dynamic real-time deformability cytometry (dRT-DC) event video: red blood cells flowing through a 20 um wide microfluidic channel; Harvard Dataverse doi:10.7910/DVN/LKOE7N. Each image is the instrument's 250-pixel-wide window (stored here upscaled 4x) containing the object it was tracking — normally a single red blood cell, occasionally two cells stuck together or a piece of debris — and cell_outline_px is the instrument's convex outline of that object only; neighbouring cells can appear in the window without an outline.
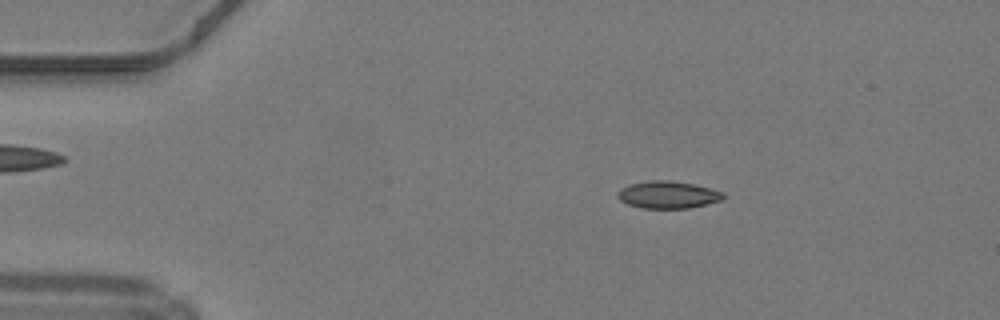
{"species": "common noctule bat (a hibernating species)", "species_latin": "Nyctalus noctula", "temperature_condition": "warm", "stored_images_in_passage": 48, "camera_frame_rate_fps": 3000, "um_per_image_px": 0.085, "animal": {"sex": "male", "body_mass_g": 19.2, "forearm_length_mm": 51.8}, "frame": {"image": 1, "passage_image": 8, "time_ms": 2.333, "image_size_px": [1000, 320], "cell_outline_px": [[724, 200], [688, 208], [640, 208], [628, 204], [620, 200], [616, 196], [616, 192], [620, 188], [628, 184], [648, 180], [668, 180], [692, 184], [724, 192]], "centroid_in_image_um": [56.73, 16.55], "position_along_channel_um": 28.3, "area_um2": 16.88}}
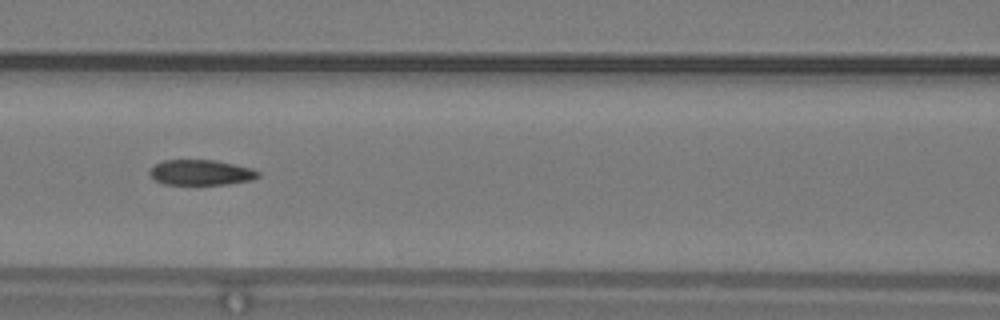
{"frame": {"image": 2, "passage_image": 21, "time_ms": 6.667, "image_size_px": [1000, 320], "cell_outline_px": [[260, 176], [252, 180], [228, 184], [196, 188], [164, 184], [156, 180], [148, 172], [156, 164], [164, 160], [216, 160], [252, 168], [260, 172]], "centroid_in_image_um": [17.1, 14.72], "position_along_channel_um": 149.5, "area_um2": 16.88}}
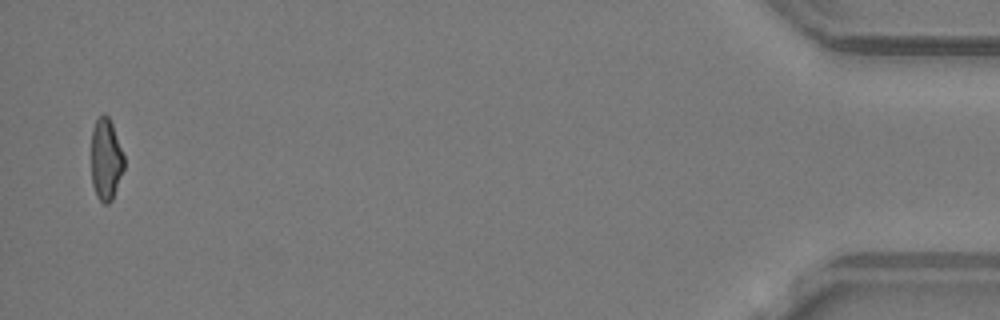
{"frame": {"image": 3, "passage_image": 47, "time_ms": 15.333, "image_size_px": [1000, 320], "cell_outline_px": [[124, 168], [112, 200], [108, 204], [104, 204], [96, 196], [92, 184], [92, 128], [96, 120], [104, 112], [108, 116], [112, 124], [124, 156]], "centroid_in_image_um": [9.0, 13.56], "position_along_channel_um": 426.2, "area_um2": 15.55}, "authors_computed_cell_mechanics": {"area_um2": 16.6464, "velocity_mm_per_s": 4.2526, "shape_relaxation_time_tau1_ms": null, "shape_relaxation_time_tau2_ms": 3.2486, "deformation_change_tau1": null, "deformation_change_tau2": 0.1011}}